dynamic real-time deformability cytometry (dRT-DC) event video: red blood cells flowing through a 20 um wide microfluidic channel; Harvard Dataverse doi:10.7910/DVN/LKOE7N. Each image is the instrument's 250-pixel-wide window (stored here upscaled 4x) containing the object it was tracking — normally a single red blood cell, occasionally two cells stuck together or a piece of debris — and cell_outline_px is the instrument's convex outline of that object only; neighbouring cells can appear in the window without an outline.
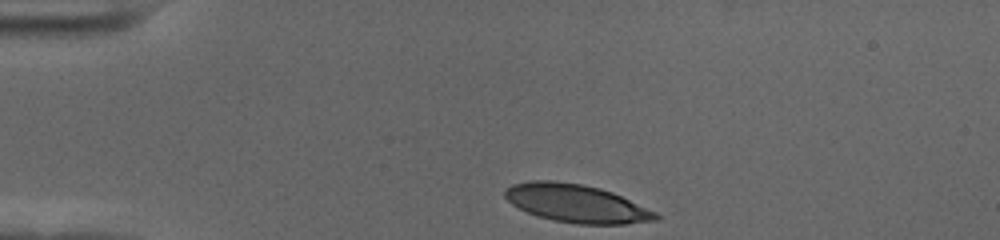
{"species": "human", "species_latin": "Homo sapiens", "temperature_condition": "cold", "stored_images_in_passage": 35, "camera_frame_rate_fps": 3000, "um_per_image_px": 0.085, "donor": {"sex": "female"}, "frame": {"image": 1, "passage_image": 1, "time_ms": 0.0, "image_size_px": [1000, 240], "cell_outline_px": [[660, 220], [624, 224], [576, 224], [552, 220], [528, 212], [512, 204], [504, 196], [504, 188], [512, 184], [532, 180], [548, 180], [580, 184], [600, 188], [612, 192], [656, 212], [660, 216]], "centroid_in_image_um": [48.99, 17.29], "position_along_channel_um": 36.0, "area_um2": 33.29}}
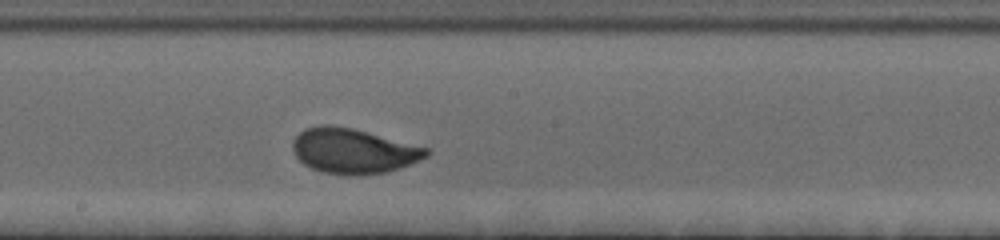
{"frame": {"image": 2, "passage_image": 20, "time_ms": 6.333, "image_size_px": [1000, 240], "cell_outline_px": [[432, 152], [428, 156], [420, 160], [400, 168], [384, 172], [352, 176], [320, 172], [304, 164], [292, 152], [292, 140], [304, 128], [320, 124], [328, 124], [352, 128], [432, 148]], "centroid_in_image_um": [30.05, 12.82], "position_along_channel_um": 218.2, "area_um2": 35.55}}
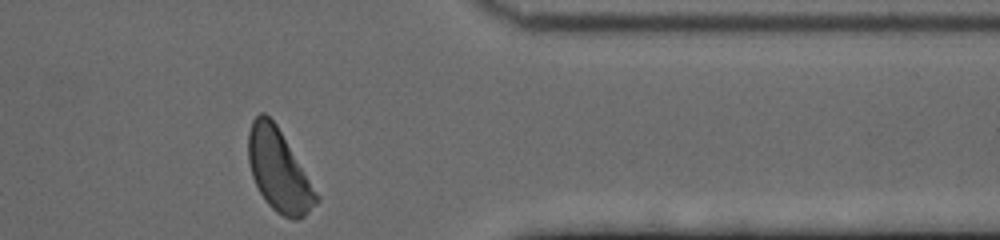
{"frame": {"image": 3, "passage_image": 35, "time_ms": 11.333, "image_size_px": [1000, 240], "cell_outline_px": [[320, 200], [304, 216], [296, 220], [292, 220], [276, 212], [268, 204], [260, 192], [252, 176], [248, 160], [248, 132], [252, 120], [260, 112], [264, 112], [276, 124], [320, 196]], "centroid_in_image_um": [23.7, 14.5], "position_along_channel_um": 387.7, "area_um2": 32.25}, "authors_computed_cell_mechanics": {"area_um2": 33.8708, "velocity_mm_per_s": 3.6331, "shape_relaxation_time_tau1_ms": 2.5447, "shape_relaxation_time_tau2_ms": null, "deformation_change_tau1": 0.1378, "deformation_change_tau2": null}}